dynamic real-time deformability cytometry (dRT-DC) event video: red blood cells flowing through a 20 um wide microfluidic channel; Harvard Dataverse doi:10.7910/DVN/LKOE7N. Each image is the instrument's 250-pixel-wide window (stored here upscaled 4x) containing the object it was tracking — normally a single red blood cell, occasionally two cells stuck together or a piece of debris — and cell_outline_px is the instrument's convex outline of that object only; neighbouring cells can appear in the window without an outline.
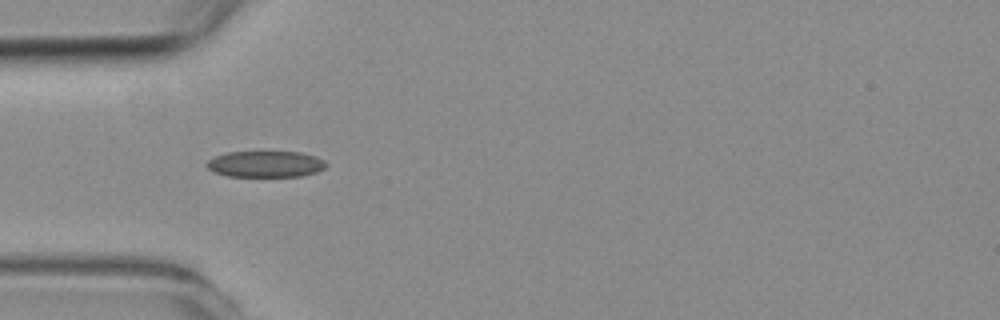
{"species": "common noctule bat (a hibernating species)", "species_latin": "Nyctalus noctula", "temperature_condition": "room temperature", "stored_images_in_passage": 2, "camera_frame_rate_fps": 3000, "um_per_image_px": 0.085, "animal": {"sex": "female", "body_mass_g": 19.3, "forearm_length_mm": 54.1}, "frame": {"image": 1, "passage_image": 1, "time_ms": 0.0, "image_size_px": [1000, 320], "cell_outline_px": [[328, 164], [324, 168], [316, 172], [300, 176], [228, 176], [212, 172], [204, 164], [208, 160], [216, 156], [228, 152], [300, 152], [316, 156], [324, 160]], "centroid_in_image_um": [22.56, 13.94], "position_along_channel_um": 62.4, "area_um2": 18.26}}
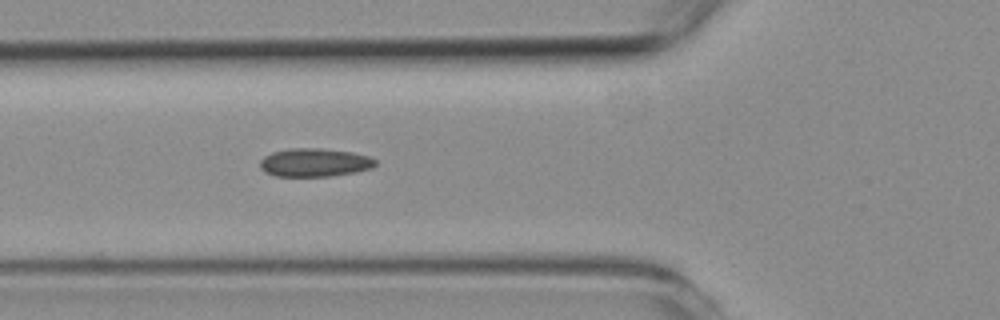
{"frame": {"image": 2, "passage_image": 2, "time_ms": 1.0, "image_size_px": [1000, 320], "cell_outline_px": [[376, 164], [372, 168], [356, 172], [328, 176], [272, 176], [264, 172], [260, 168], [260, 160], [264, 156], [272, 152], [292, 148], [320, 148], [352, 152], [368, 156], [376, 160]], "centroid_in_image_um": [26.71, 13.81], "position_along_channel_um": 99.1, "area_um2": 19.13}}